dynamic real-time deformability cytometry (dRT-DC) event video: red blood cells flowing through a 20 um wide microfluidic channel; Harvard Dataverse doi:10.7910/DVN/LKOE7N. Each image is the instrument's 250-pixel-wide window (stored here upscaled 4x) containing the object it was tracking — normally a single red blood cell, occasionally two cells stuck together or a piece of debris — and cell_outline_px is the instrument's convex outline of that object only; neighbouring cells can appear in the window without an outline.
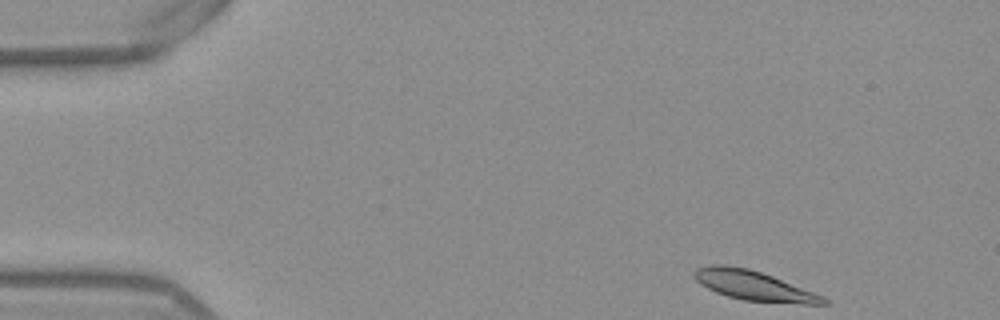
{"species": "Egyptian fruit bat (a non-hibernating species)", "species_latin": "Rousettus aegyptiacus", "temperature_condition": "warm", "stored_images_in_passage": 48, "camera_frame_rate_fps": 3000, "um_per_image_px": 0.085, "frame": {"image": 1, "passage_image": 1, "time_ms": 0.0, "image_size_px": [1000, 320], "cell_outline_px": [[828, 304], [804, 304], [744, 300], [728, 296], [716, 292], [700, 284], [692, 276], [692, 272], [696, 268], [712, 264], [724, 264], [748, 268], [772, 276], [824, 296], [828, 300]], "centroid_in_image_um": [64.03, 24.27], "position_along_channel_um": 21.0, "area_um2": 22.25}}
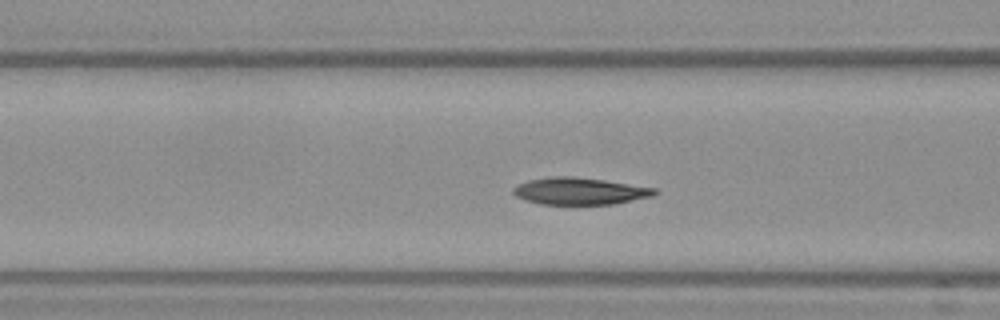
{"frame": {"image": 2, "passage_image": 16, "time_ms": 5.0, "image_size_px": [1000, 320], "cell_outline_px": [[660, 192], [652, 196], [612, 204], [540, 204], [524, 200], [516, 196], [512, 192], [512, 188], [516, 184], [528, 180], [548, 176], [572, 176], [604, 180], [656, 188]], "centroid_in_image_um": [49.23, 16.23], "position_along_channel_um": 117.4, "area_um2": 22.37}}
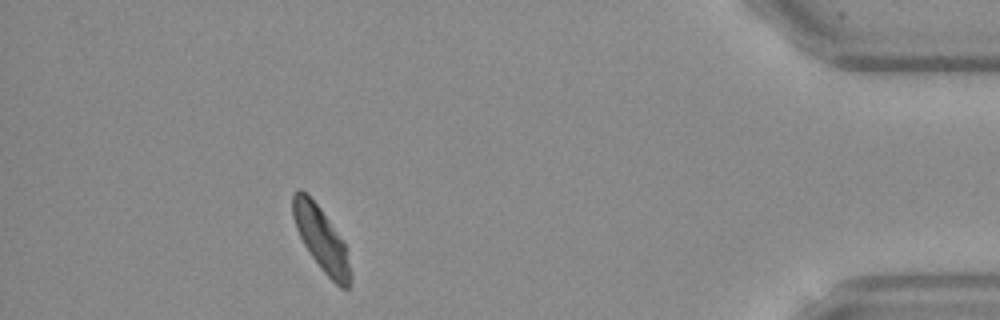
{"frame": {"image": 3, "passage_image": 43, "time_ms": 14.0, "image_size_px": [1000, 320], "cell_outline_px": [[352, 276], [348, 288], [340, 288], [320, 268], [304, 244], [296, 228], [292, 216], [292, 192], [296, 188], [300, 188], [320, 208], [344, 244]], "centroid_in_image_um": [27.27, 20.31], "position_along_channel_um": 407.9, "area_um2": 20.87}, "authors_computed_cell_mechanics": {"area_um2": 22.4264, "velocity_mm_per_s": 3.8083, "shape_relaxation_time_tau1_ms": 2.3851, "shape_relaxation_time_tau2_ms": 2.1532, "deformation_change_tau1": 0.1407, "deformation_change_tau2": 0.0751}}